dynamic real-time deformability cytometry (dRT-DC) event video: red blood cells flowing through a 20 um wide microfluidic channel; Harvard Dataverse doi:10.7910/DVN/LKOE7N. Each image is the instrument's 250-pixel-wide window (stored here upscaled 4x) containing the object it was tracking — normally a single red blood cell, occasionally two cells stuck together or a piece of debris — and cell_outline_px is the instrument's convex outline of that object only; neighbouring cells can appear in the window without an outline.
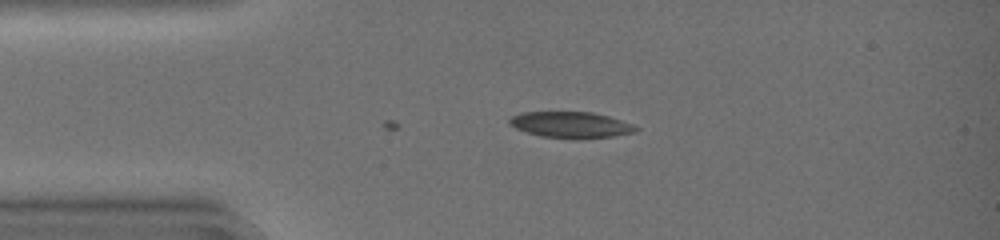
{"species": "common noctule bat (a hibernating species)", "species_latin": "Nyctalus noctula", "temperature_condition": "warm", "stored_images_in_passage": 3, "camera_frame_rate_fps": 3000, "um_per_image_px": 0.085, "animal": {"sex": "female", "body_mass_g": 19.0, "forearm_length_mm": 51.5}, "frame": {"image": 1, "passage_image": 3, "time_ms": 0.667, "image_size_px": [1000, 240], "cell_outline_px": [[640, 128], [636, 132], [612, 136], [580, 140], [576, 140], [540, 136], [516, 128], [508, 124], [508, 120], [512, 116], [520, 112], [592, 112], [608, 116], [632, 124]], "centroid_in_image_um": [48.52, 10.62], "position_along_channel_um": 36.5, "area_um2": 19.48}}